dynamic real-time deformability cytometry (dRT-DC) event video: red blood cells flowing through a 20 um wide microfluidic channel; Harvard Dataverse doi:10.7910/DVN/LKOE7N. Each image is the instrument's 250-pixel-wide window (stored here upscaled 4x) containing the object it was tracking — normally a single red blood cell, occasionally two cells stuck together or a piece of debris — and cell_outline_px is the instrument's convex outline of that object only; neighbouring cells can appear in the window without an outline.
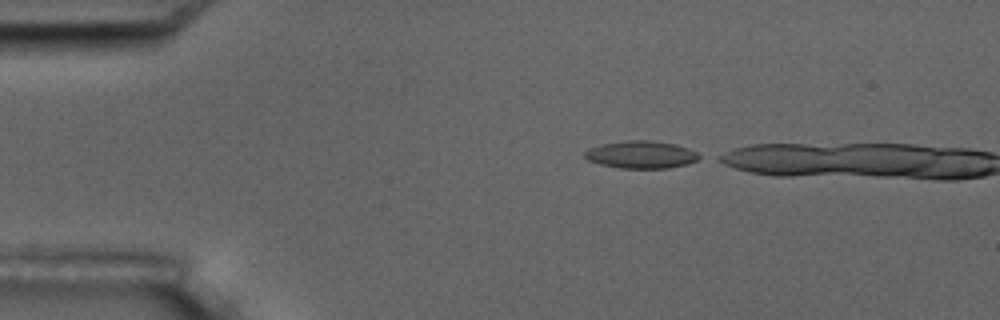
{"species": "common noctule bat (a hibernating species)", "species_latin": "Nyctalus noctula", "temperature_condition": "room temperature", "stored_images_in_passage": 2, "camera_frame_rate_fps": 3000, "um_per_image_px": 0.085, "animal": {"sex": "male", "body_mass_g": 17.5, "forearm_length_mm": 52.3}, "frame": {"image": 1, "passage_image": 1, "time_ms": 0.0, "image_size_px": [1000, 320], "cell_outline_px": [[704, 156], [700, 160], [688, 164], [668, 168], [620, 168], [600, 164], [588, 160], [584, 156], [584, 152], [588, 148], [604, 144], [628, 140], [648, 140], [676, 144], [688, 148]], "centroid_in_image_um": [54.55, 13.15], "position_along_channel_um": 30.4, "area_um2": 18.44}}